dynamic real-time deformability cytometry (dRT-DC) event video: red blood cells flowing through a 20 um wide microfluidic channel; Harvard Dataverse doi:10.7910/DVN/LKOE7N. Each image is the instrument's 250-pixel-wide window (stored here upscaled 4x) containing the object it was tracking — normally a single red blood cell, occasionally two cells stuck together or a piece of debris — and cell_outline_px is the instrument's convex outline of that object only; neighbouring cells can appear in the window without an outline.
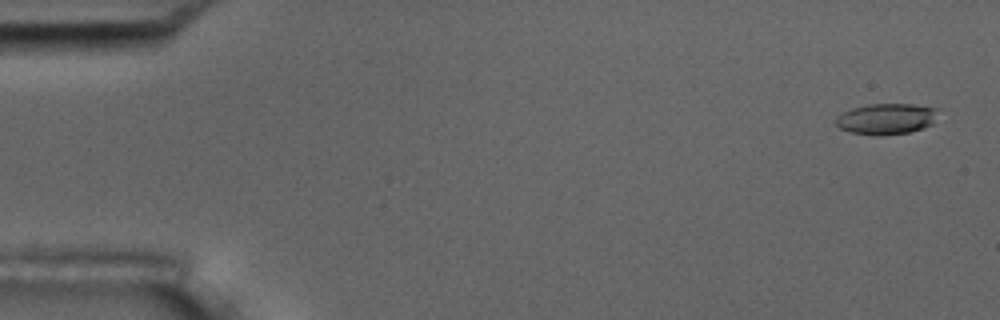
{"species": "common noctule bat (a hibernating species)", "species_latin": "Nyctalus noctula", "temperature_condition": "room temperature", "stored_images_in_passage": 6, "camera_frame_rate_fps": 3000, "um_per_image_px": 0.085, "animal": {"sex": "male", "body_mass_g": 17.5, "forearm_length_mm": 52.3}, "frame": {"image": 1, "passage_image": 1, "time_ms": 0.0, "image_size_px": [1000, 320], "cell_outline_px": [[936, 108], [932, 124], [924, 128], [908, 132], [880, 136], [876, 136], [852, 132], [840, 128], [836, 124], [836, 116], [852, 108], [868, 104], [912, 104]], "centroid_in_image_um": [75.3, 10.11], "position_along_channel_um": 9.7, "area_um2": 18.21}}
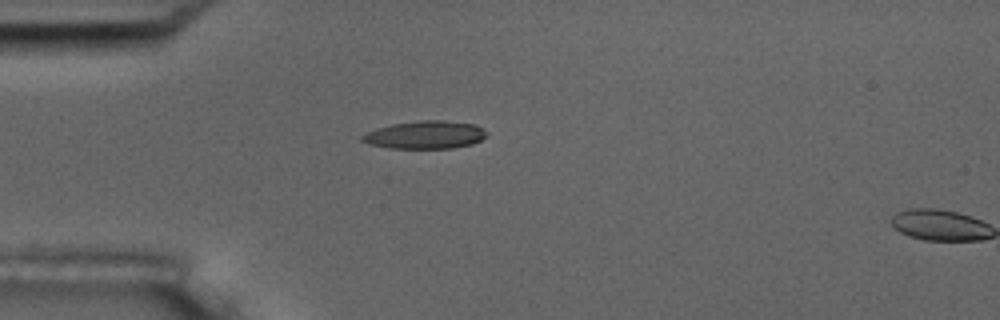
{"frame": {"image": 2, "passage_image": 5, "time_ms": 4.333, "image_size_px": [1000, 320], "cell_outline_px": [[488, 136], [472, 144], [452, 148], [388, 148], [372, 144], [360, 140], [360, 136], [376, 128], [392, 124], [420, 120], [440, 120], [476, 124], [484, 128], [488, 132]], "centroid_in_image_um": [36.18, 11.45], "position_along_channel_um": 48.8, "area_um2": 20.29}}